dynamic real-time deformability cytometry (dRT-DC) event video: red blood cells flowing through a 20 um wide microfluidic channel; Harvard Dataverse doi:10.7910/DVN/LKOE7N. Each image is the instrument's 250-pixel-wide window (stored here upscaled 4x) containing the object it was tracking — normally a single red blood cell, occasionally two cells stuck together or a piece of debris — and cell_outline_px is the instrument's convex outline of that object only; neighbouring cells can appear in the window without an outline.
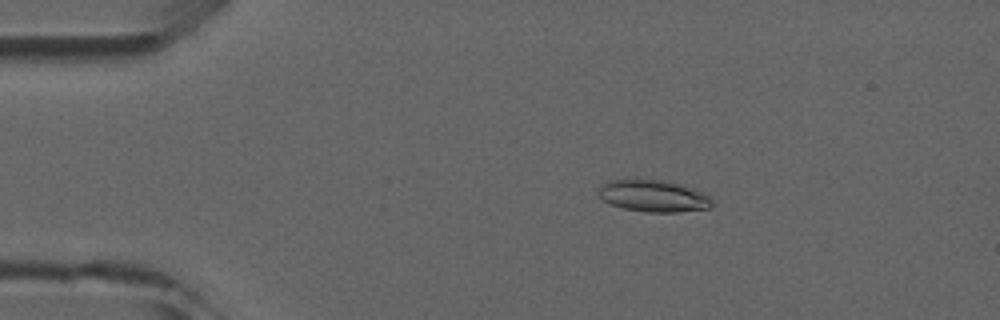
{"species": "common noctule bat (a hibernating species)", "species_latin": "Nyctalus noctula", "temperature_condition": "room temperature", "stored_images_in_passage": 4, "camera_frame_rate_fps": 3000, "um_per_image_px": 0.085, "animal": {"sex": "male", "forearm_length_mm": 52.5}, "frame": {"image": 1, "passage_image": 1, "time_ms": 0.0, "image_size_px": [1000, 320], "cell_outline_px": [[712, 208], [680, 212], [648, 212], [624, 208], [612, 204], [604, 200], [600, 196], [600, 188], [608, 180], [632, 176], [636, 176], [668, 180], [680, 184], [700, 192], [708, 196], [712, 200]], "centroid_in_image_um": [55.52, 16.6], "position_along_channel_um": 29.5, "area_um2": 21.62}}
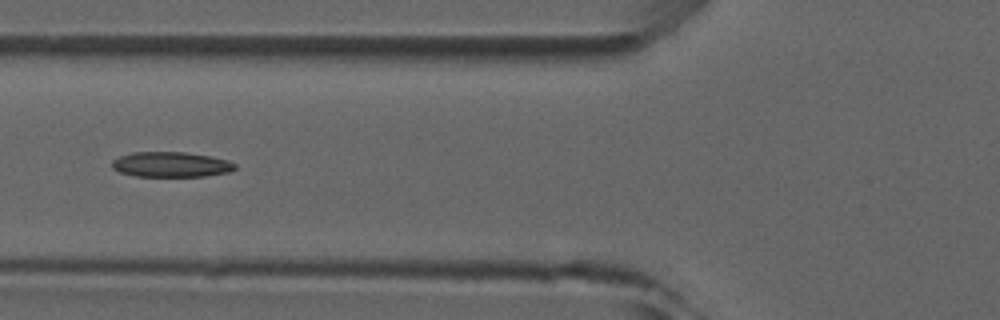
{"frame": {"image": 2, "passage_image": 4, "time_ms": 3.333, "image_size_px": [1000, 320], "cell_outline_px": [[236, 168], [228, 172], [204, 176], [136, 176], [120, 172], [112, 168], [112, 160], [120, 156], [132, 152], [184, 152], [212, 156], [228, 160], [236, 164]], "centroid_in_image_um": [14.54, 13.97], "position_along_channel_um": 111.3, "area_um2": 18.03}}